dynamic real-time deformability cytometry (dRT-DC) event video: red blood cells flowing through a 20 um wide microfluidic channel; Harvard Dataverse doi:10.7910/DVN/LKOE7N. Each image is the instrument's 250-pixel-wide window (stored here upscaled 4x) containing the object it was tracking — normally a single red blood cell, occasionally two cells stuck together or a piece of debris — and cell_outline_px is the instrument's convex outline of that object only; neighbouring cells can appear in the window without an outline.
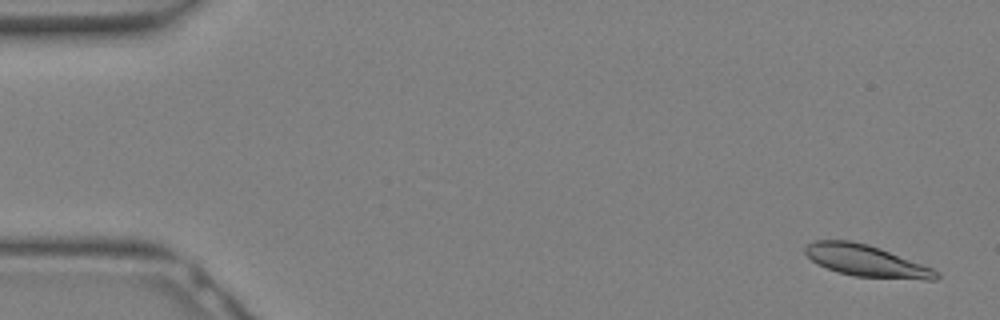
{"species": "Egyptian fruit bat (a non-hibernating species)", "species_latin": "Rousettus aegyptiacus", "temperature_condition": "warm", "stored_images_in_passage": 14, "camera_frame_rate_fps": 3000, "um_per_image_px": 0.085, "animal": {"sex": "female"}, "frame": {"image": 1, "passage_image": 2, "time_ms": 0.333, "image_size_px": [1000, 320], "cell_outline_px": [[940, 276], [936, 280], [924, 280], [856, 276], [840, 272], [816, 264], [804, 252], [804, 248], [812, 240], [852, 240], [868, 244], [880, 248], [932, 268], [940, 272]], "centroid_in_image_um": [73.64, 22.16], "position_along_channel_um": 11.4, "area_um2": 24.1}}
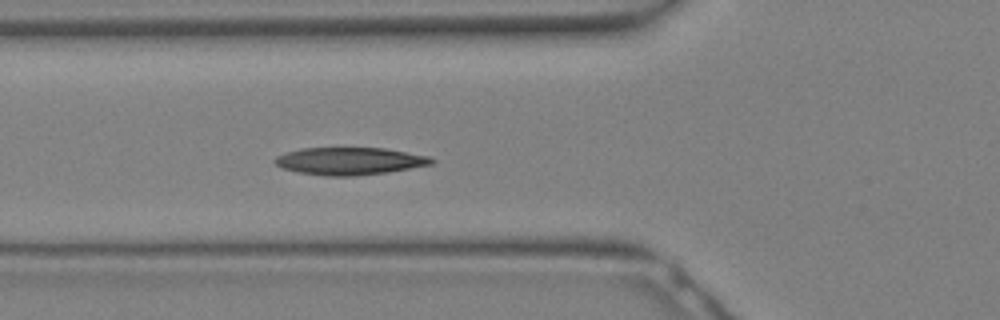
{"frame": {"image": 2, "passage_image": 12, "time_ms": 3.667, "image_size_px": [1000, 320], "cell_outline_px": [[436, 160], [432, 164], [388, 172], [356, 176], [328, 176], [300, 172], [284, 168], [276, 164], [272, 160], [276, 156], [288, 152], [304, 148], [384, 148], [428, 156]], "centroid_in_image_um": [29.73, 13.69], "position_along_channel_um": 96.1, "area_um2": 24.8}}
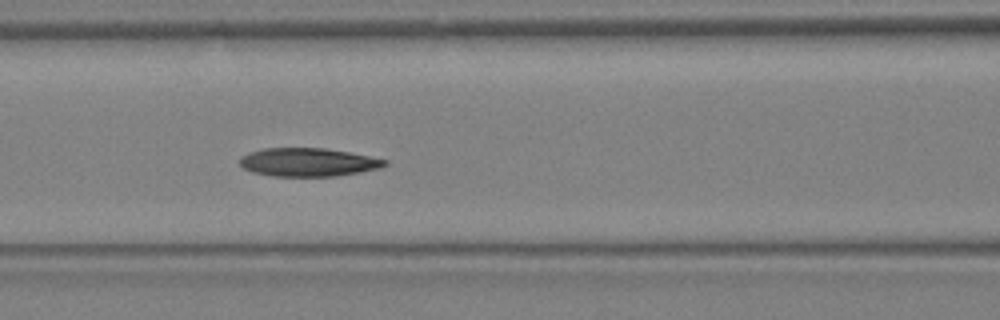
{"frame": {"image": 3, "passage_image": 14, "time_ms": 4.333, "image_size_px": [1000, 320], "cell_outline_px": [[388, 164], [380, 168], [360, 172], [336, 176], [272, 176], [252, 172], [244, 168], [240, 164], [240, 156], [248, 152], [264, 148], [324, 148], [348, 152], [388, 160]], "centroid_in_image_um": [26.17, 13.79], "position_along_channel_um": 140.4, "area_um2": 23.99}}